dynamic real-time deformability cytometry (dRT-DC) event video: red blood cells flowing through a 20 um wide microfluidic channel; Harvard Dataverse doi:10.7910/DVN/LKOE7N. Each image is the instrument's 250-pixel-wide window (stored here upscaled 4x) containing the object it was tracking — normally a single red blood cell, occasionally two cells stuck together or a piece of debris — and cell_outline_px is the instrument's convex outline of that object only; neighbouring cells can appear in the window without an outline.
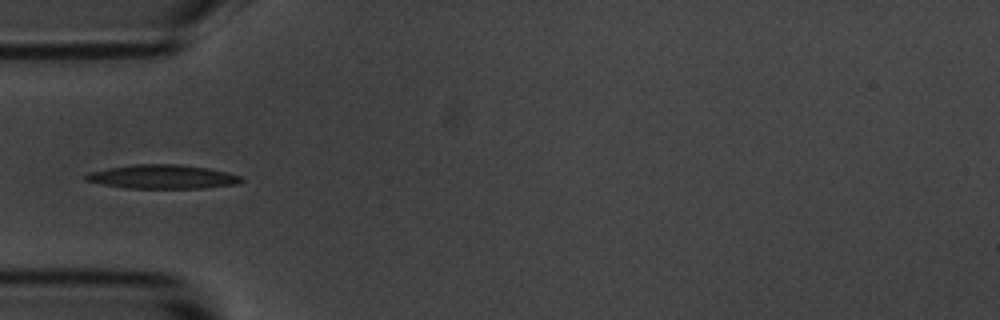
{"species": "common noctule bat (a hibernating species)", "species_latin": "Nyctalus noctula", "temperature_condition": "room temperature", "stored_images_in_passage": 9, "camera_frame_rate_fps": 3000, "um_per_image_px": 0.085, "animal": {"sex": "male", "body_mass_g": 20.1, "forearm_length_mm": 53.5}, "frame": {"image": 1, "passage_image": 4, "time_ms": 3.667, "image_size_px": [1000, 320], "cell_outline_px": [[244, 180], [240, 184], [204, 188], [128, 188], [104, 184], [84, 180], [84, 176], [88, 172], [108, 168], [136, 164], [176, 164], [208, 168], [228, 172], [240, 176]], "centroid_in_image_um": [13.85, 15.02], "position_along_channel_um": 71.2, "area_um2": 21.68}}
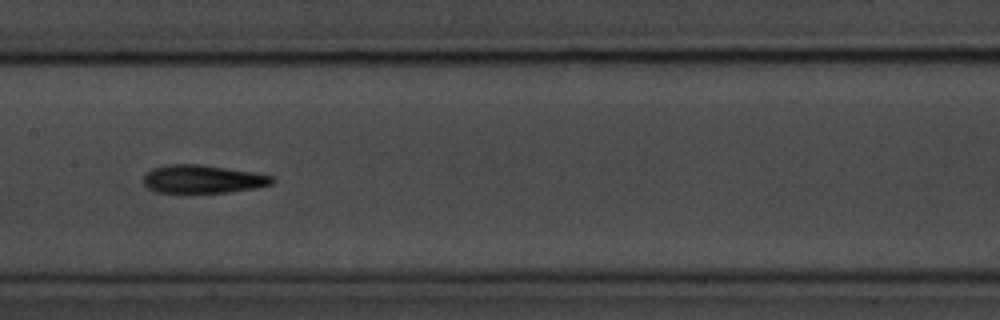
{"frame": {"image": 2, "passage_image": 7, "time_ms": 7.0, "image_size_px": [1000, 320], "cell_outline_px": [[276, 180], [272, 184], [256, 188], [228, 192], [156, 192], [148, 188], [144, 184], [144, 176], [152, 168], [168, 164], [200, 164], [252, 172], [272, 176]], "centroid_in_image_um": [17.24, 15.22], "position_along_channel_um": 190.2, "area_um2": 20.98}}
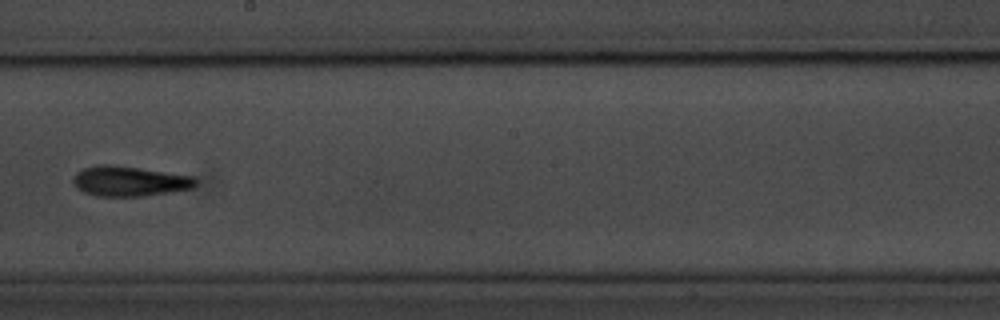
{"frame": {"image": 3, "passage_image": 8, "time_ms": 8.333, "image_size_px": [1000, 320], "cell_outline_px": [[196, 184], [192, 188], [172, 192], [144, 196], [96, 196], [84, 192], [76, 188], [72, 184], [72, 180], [76, 172], [84, 168], [96, 164], [116, 164], [196, 176]], "centroid_in_image_um": [10.99, 15.38], "position_along_channel_um": 237.2, "area_um2": 21.96}}